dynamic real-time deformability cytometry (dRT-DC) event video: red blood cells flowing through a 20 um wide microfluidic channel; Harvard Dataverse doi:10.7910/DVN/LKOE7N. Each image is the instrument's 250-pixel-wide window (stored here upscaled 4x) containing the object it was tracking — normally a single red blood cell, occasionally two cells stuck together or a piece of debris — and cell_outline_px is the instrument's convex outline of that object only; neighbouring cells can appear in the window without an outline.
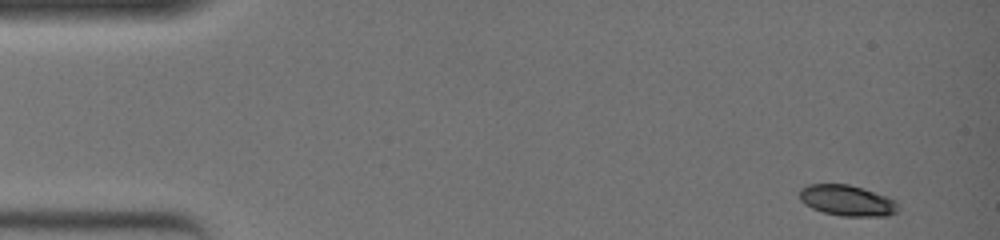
{"species": "common noctule bat (a hibernating species)", "species_latin": "Nyctalus noctula", "temperature_condition": "warm", "stored_images_in_passage": 47, "camera_frame_rate_fps": 3000, "um_per_image_px": 0.085, "animal": {"sex": "female", "body_mass_g": 19.0, "forearm_length_mm": 51.5}, "frame": {"image": 1, "passage_image": 1, "time_ms": 0.0, "image_size_px": [1000, 240], "cell_outline_px": [[900, 208], [896, 212], [888, 216], [840, 216], [824, 212], [812, 208], [804, 204], [800, 200], [800, 188], [808, 184], [848, 184], [896, 200], [900, 204]], "centroid_in_image_um": [72.01, 17.05], "position_along_channel_um": 13.0, "area_um2": 17.69}}
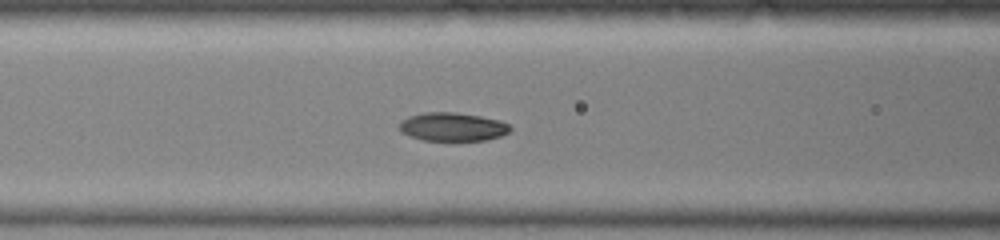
{"frame": {"image": 2, "passage_image": 20, "time_ms": 6.333, "image_size_px": [1000, 240], "cell_outline_px": [[512, 128], [508, 132], [500, 136], [488, 140], [424, 140], [408, 136], [400, 132], [400, 124], [408, 116], [424, 112], [456, 112], [480, 116], [500, 120], [508, 124]], "centroid_in_image_um": [38.47, 10.77], "position_along_channel_um": 128.1, "area_um2": 18.38}}
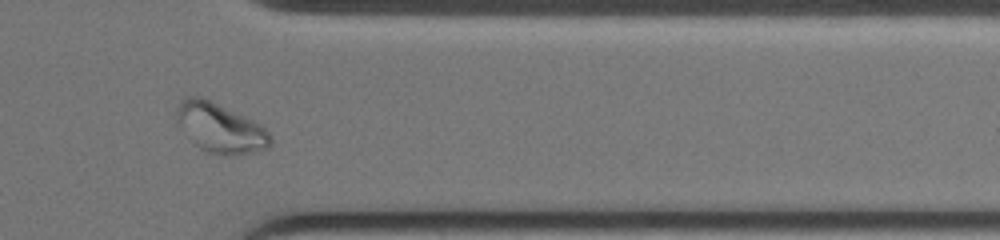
{"frame": {"image": 3, "passage_image": 41, "time_ms": 13.333, "image_size_px": [1000, 240], "cell_outline_px": [[272, 144], [268, 148], [252, 152], [228, 156], [208, 152], [200, 148], [192, 140], [176, 120], [176, 112], [180, 100], [188, 96], [200, 96], [244, 116], [260, 124], [272, 136]], "centroid_in_image_um": [18.74, 10.88], "position_along_channel_um": 392.7, "area_um2": 26.65}, "authors_computed_cell_mechanics": {"area_um2": 18.7272, "velocity_mm_per_s": 3.7806, "shape_relaxation_time_tau1_ms": 3.9374, "shape_relaxation_time_tau2_ms": null, "deformation_change_tau1": 0.1515, "deformation_change_tau2": null}}